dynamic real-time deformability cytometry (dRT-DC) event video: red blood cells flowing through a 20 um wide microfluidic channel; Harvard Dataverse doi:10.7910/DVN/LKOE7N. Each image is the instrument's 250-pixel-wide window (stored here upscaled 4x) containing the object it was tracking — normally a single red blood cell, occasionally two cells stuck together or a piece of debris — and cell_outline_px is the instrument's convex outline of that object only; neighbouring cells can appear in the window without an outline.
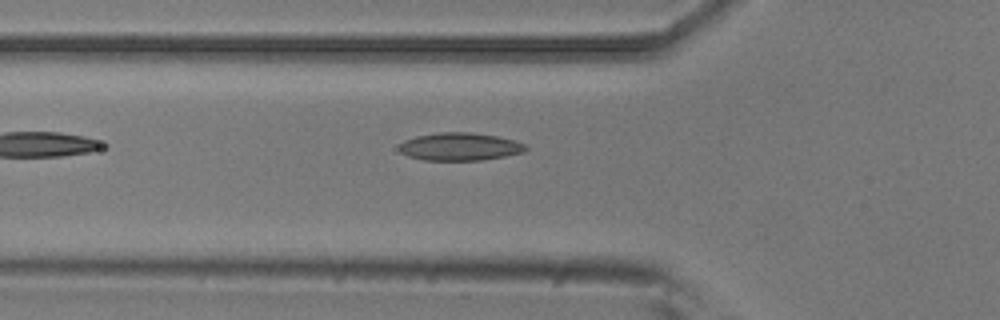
{"species": "common noctule bat (a hibernating species)", "species_latin": "Nyctalus noctula", "temperature_condition": "room temperature", "stored_images_in_passage": 4, "camera_frame_rate_fps": 3000, "um_per_image_px": 0.085, "animal": {"sex": "male", "body_mass_g": 20.5, "forearm_length_mm": 52.5}, "frame": {"image": 1, "passage_image": 4, "time_ms": 1.0, "image_size_px": [1000, 320], "cell_outline_px": [[528, 148], [524, 152], [504, 156], [480, 160], [424, 160], [408, 156], [400, 152], [400, 144], [404, 140], [416, 136], [440, 132], [472, 132], [500, 136], [516, 140], [524, 144]], "centroid_in_image_um": [39.11, 12.45], "position_along_channel_um": 86.7, "area_um2": 20.58}}